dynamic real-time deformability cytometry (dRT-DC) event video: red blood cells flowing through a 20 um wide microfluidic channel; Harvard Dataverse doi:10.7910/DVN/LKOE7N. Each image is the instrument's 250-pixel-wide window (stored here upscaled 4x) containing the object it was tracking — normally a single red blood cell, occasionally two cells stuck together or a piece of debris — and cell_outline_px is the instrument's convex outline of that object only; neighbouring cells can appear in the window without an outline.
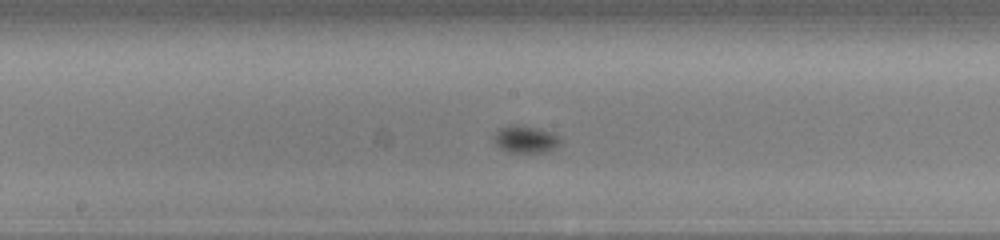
{"species": "common noctule bat (a hibernating species)", "species_latin": "Nyctalus noctula", "temperature_condition": "cold", "stored_images_in_passage": 44, "camera_frame_rate_fps": 3000, "um_per_image_px": 0.085, "animal": {"sex": "male", "body_mass_g": 13.0, "forearm_length_mm": 53.1}, "frame": {"image": 1, "passage_image": 18, "time_ms": 5.667, "image_size_px": [1000, 240], "cell_outline_px": [[560, 144], [556, 148], [548, 152], [508, 152], [500, 148], [496, 144], [492, 136], [500, 128], [512, 124], [536, 128], [548, 132], [556, 136], [560, 140]], "centroid_in_image_um": [44.63, 11.86], "position_along_channel_um": 203.6, "area_um2": 10.35}}